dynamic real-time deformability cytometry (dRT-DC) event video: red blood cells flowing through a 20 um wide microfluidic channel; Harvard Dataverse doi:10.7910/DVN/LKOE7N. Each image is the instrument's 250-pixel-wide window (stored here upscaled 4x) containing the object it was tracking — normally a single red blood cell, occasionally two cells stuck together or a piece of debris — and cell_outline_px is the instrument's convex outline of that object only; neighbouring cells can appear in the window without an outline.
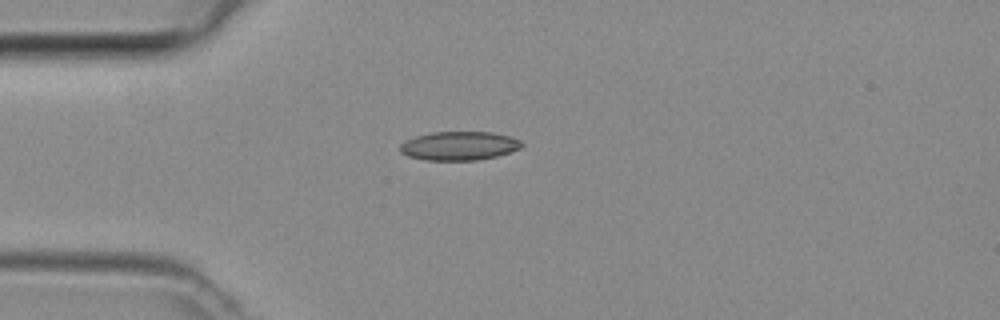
{"species": "common noctule bat (a hibernating species)", "species_latin": "Nyctalus noctula", "temperature_condition": "room temperature", "stored_images_in_passage": 4, "camera_frame_rate_fps": 3000, "um_per_image_px": 0.085, "animal": {"sex": "female", "body_mass_g": 29.2, "forearm_length_mm": 56.3}, "frame": {"image": 1, "passage_image": 3, "time_ms": 0.667, "image_size_px": [1000, 320], "cell_outline_px": [[524, 144], [520, 148], [496, 156], [476, 160], [424, 160], [408, 156], [400, 152], [400, 144], [416, 136], [432, 132], [492, 132], [512, 136], [520, 140]], "centroid_in_image_um": [39.04, 12.39], "position_along_channel_um": 46.0, "area_um2": 20.35}}